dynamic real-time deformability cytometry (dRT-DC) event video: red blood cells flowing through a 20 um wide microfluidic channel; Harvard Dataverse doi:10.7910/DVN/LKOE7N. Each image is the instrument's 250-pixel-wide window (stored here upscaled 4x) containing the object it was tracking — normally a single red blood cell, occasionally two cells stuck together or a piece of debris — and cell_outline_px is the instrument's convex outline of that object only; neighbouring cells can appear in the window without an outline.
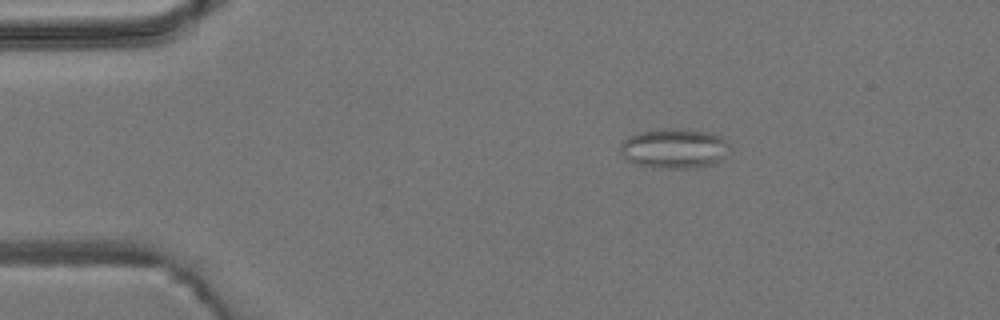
{"species": "common noctule bat (a hibernating species)", "species_latin": "Nyctalus noctula", "temperature_condition": "room temperature", "stored_images_in_passage": 7, "camera_frame_rate_fps": 3000, "um_per_image_px": 0.085, "animal": {"sex": "male", "body_mass_g": 19.2, "forearm_length_mm": 51.8}, "frame": {"image": 1, "passage_image": 2, "time_ms": 1.0, "image_size_px": [1000, 320], "cell_outline_px": [[732, 144], [724, 156], [720, 160], [712, 164], [696, 168], [652, 168], [632, 164], [620, 152], [620, 144], [624, 140], [640, 132], [664, 128], [688, 128], [712, 132], [720, 136]], "centroid_in_image_um": [57.34, 12.61], "position_along_channel_um": 27.7, "area_um2": 25.89}}
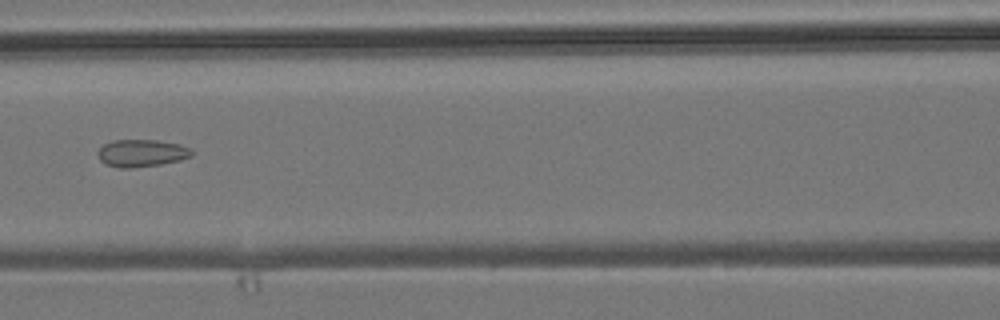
{"frame": {"image": 2, "passage_image": 6, "time_ms": 5.667, "image_size_px": [1000, 320], "cell_outline_px": [[192, 156], [180, 160], [160, 164], [132, 168], [120, 168], [104, 164], [100, 160], [96, 152], [104, 144], [112, 140], [156, 140], [180, 144], [192, 148]], "centroid_in_image_um": [12.02, 13.01], "position_along_channel_um": 154.6, "area_um2": 15.09}}
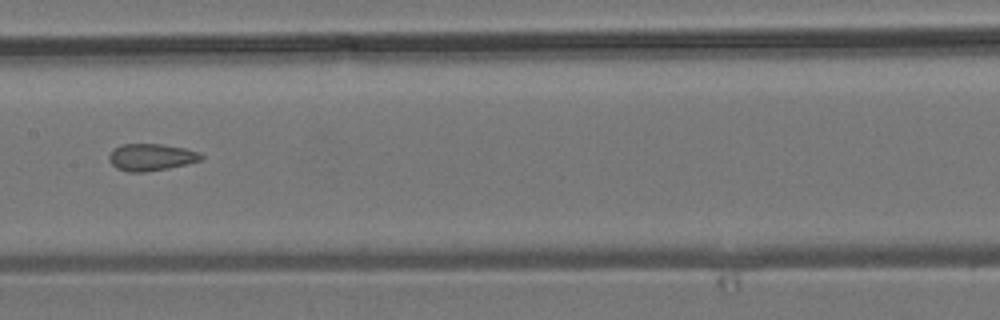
{"frame": {"image": 3, "passage_image": 7, "time_ms": 6.667, "image_size_px": [1000, 320], "cell_outline_px": [[204, 156], [200, 160], [168, 168], [144, 172], [128, 172], [116, 168], [108, 160], [108, 156], [112, 148], [120, 144], [160, 144], [184, 148], [200, 152]], "centroid_in_image_um": [12.79, 13.35], "position_along_channel_um": 194.6, "area_um2": 14.51}}